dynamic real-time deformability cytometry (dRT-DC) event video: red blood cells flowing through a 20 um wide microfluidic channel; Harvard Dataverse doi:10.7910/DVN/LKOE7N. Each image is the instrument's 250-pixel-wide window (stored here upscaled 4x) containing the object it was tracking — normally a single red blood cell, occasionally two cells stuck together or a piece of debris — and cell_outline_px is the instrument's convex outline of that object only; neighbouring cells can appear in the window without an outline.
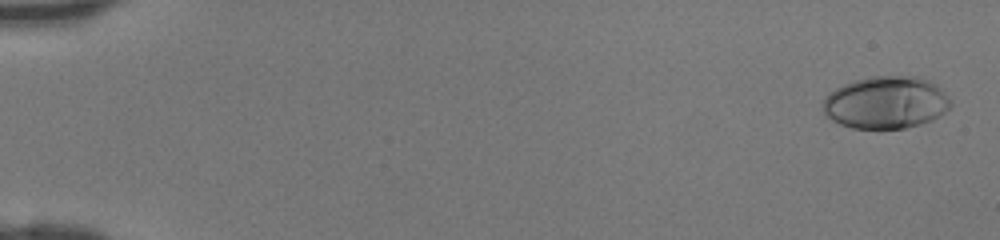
{"species": "human", "species_latin": "Homo sapiens", "temperature_condition": "room temperature", "stored_images_in_passage": 47, "camera_frame_rate_fps": 3000, "um_per_image_px": 0.085, "donor": {"sex": "female"}, "frame": {"image": 1, "passage_image": 2, "time_ms": 0.333, "image_size_px": [1000, 240], "cell_outline_px": [[952, 104], [940, 116], [932, 120], [920, 124], [904, 128], [852, 128], [840, 124], [832, 120], [824, 112], [824, 96], [836, 88], [844, 84], [856, 80], [872, 76], [920, 76], [936, 84], [948, 96]], "centroid_in_image_um": [75.32, 8.7], "position_along_channel_um": 9.7, "area_um2": 38.9}}
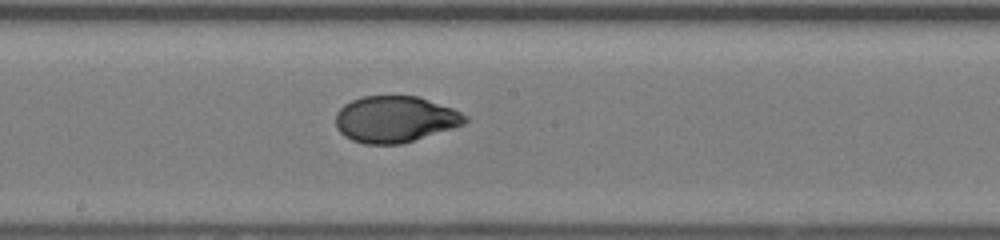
{"frame": {"image": 2, "passage_image": 27, "time_ms": 8.667, "image_size_px": [1000, 240], "cell_outline_px": [[468, 120], [464, 124], [452, 128], [400, 144], [364, 144], [352, 140], [344, 136], [336, 128], [336, 112], [344, 104], [352, 100], [364, 96], [416, 96], [452, 108], [468, 116]], "centroid_in_image_um": [33.55, 10.13], "position_along_channel_um": 214.7, "area_um2": 34.74}}
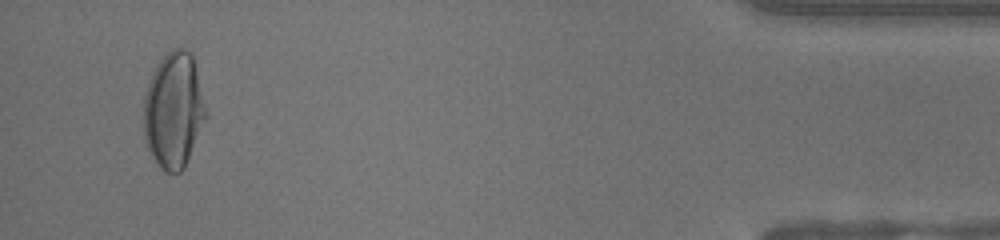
{"frame": {"image": 3, "passage_image": 45, "time_ms": 14.667, "image_size_px": [1000, 240], "cell_outline_px": [[208, 116], [184, 168], [180, 172], [164, 172], [156, 164], [144, 144], [144, 92], [152, 72], [156, 64], [172, 48], [184, 48], [192, 52], [208, 112]], "centroid_in_image_um": [14.76, 9.38], "position_along_channel_um": 420.4, "area_um2": 42.77}}